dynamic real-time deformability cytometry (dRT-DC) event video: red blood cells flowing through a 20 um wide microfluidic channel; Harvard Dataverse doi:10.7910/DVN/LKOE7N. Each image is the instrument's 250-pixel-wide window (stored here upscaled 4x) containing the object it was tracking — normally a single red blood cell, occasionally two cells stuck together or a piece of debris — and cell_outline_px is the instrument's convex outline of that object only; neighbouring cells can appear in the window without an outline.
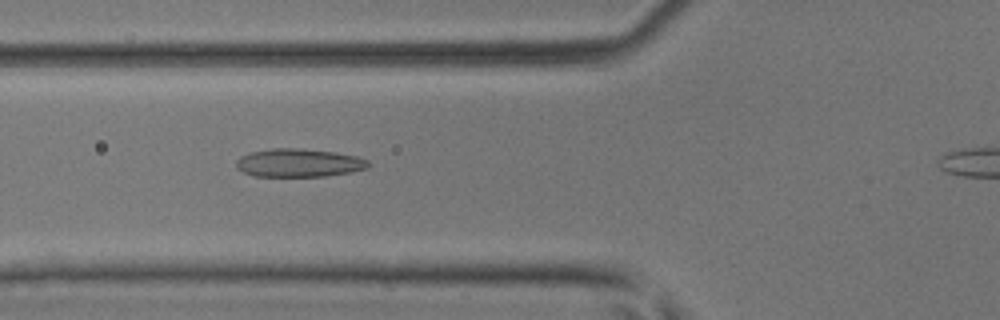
{"species": "common noctule bat (a hibernating species)", "species_latin": "Nyctalus noctula", "temperature_condition": "room temperature", "stored_images_in_passage": 22, "segment_of_instrument_passage": [1, 2], "camera_frame_rate_fps": 3000, "um_per_image_px": 0.085, "animal": {"sex": "male", "body_mass_g": 17.9, "forearm_length_mm": 54.2}, "frame": {"image": 1, "passage_image": 8, "time_ms": 2.333, "image_size_px": [1000, 320], "cell_outline_px": [[368, 168], [348, 172], [324, 176], [256, 176], [244, 172], [236, 168], [236, 160], [240, 156], [252, 152], [272, 148], [304, 148], [336, 152], [356, 156], [368, 160]], "centroid_in_image_um": [25.38, 13.83], "position_along_channel_um": 100.4, "area_um2": 21.68}}
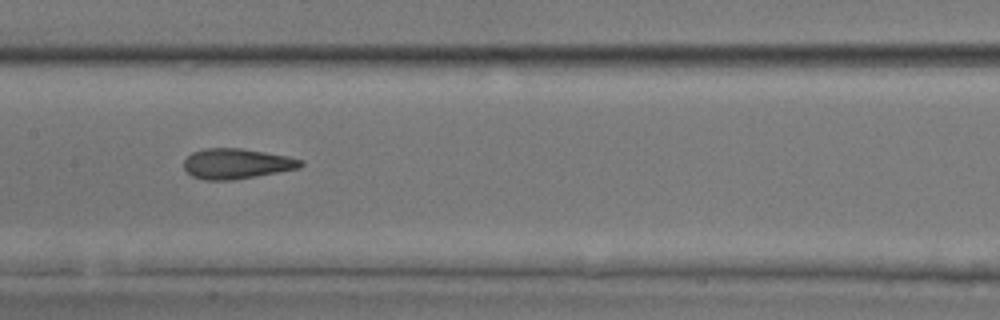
{"frame": {"image": 2, "passage_image": 14, "time_ms": 4.333, "image_size_px": [1000, 320], "cell_outline_px": [[304, 164], [300, 168], [256, 176], [232, 180], [204, 180], [192, 176], [184, 168], [184, 160], [192, 152], [204, 148], [240, 148], [288, 156], [304, 160]], "centroid_in_image_um": [20.12, 13.91], "position_along_channel_um": 187.3, "area_um2": 20.63}}
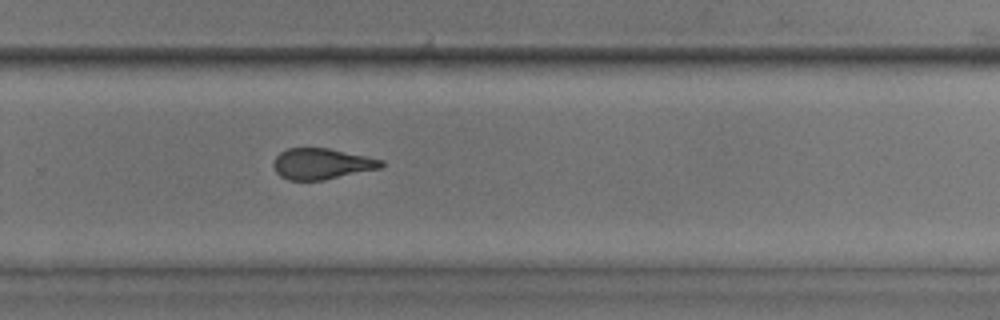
{"frame": {"image": 3, "passage_image": 21, "time_ms": 1673.667, "image_size_px": [1000, 320], "cell_outline_px": [[384, 164], [380, 168], [324, 180], [288, 180], [280, 176], [276, 172], [272, 164], [276, 156], [280, 152], [288, 148], [328, 148], [384, 160]], "centroid_in_image_um": [27.32, 13.92], "position_along_channel_um": 302.5, "area_um2": 19.36}}